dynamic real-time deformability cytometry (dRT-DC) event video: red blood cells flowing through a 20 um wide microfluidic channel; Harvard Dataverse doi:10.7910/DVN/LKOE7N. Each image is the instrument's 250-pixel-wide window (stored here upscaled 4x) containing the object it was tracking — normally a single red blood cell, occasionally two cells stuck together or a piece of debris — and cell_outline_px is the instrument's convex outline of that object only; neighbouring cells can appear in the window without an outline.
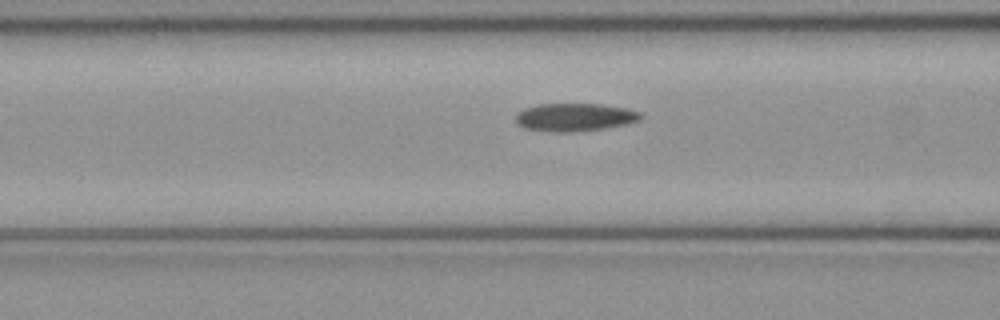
{"species": "common noctule bat (a hibernating species)", "species_latin": "Nyctalus noctula", "temperature_condition": "cold", "stored_images_in_passage": 51, "camera_frame_rate_fps": 3000, "um_per_image_px": 0.085, "animal": {"sex": "female", "body_mass_g": 21.9}, "frame": {"image": 1, "passage_image": 20, "time_ms": 6.333, "image_size_px": [1000, 320], "cell_outline_px": [[644, 116], [640, 120], [628, 124], [580, 132], [552, 132], [524, 128], [516, 124], [516, 112], [524, 108], [536, 104], [600, 104], [628, 108], [640, 112]], "centroid_in_image_um": [48.85, 9.97], "position_along_channel_um": 117.7, "area_um2": 20.75}}
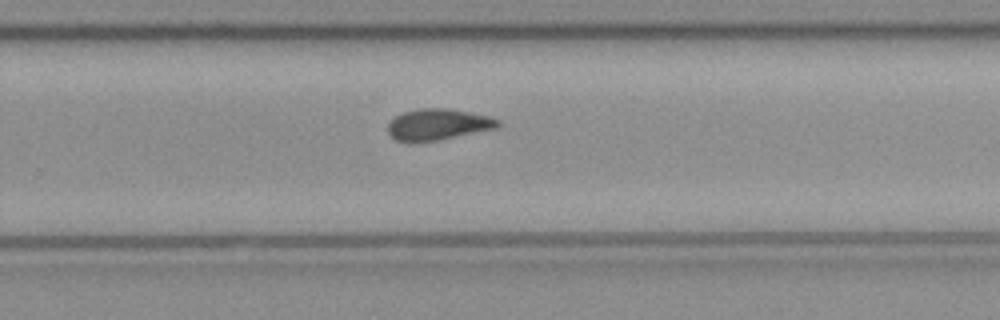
{"frame": {"image": 2, "passage_image": 33, "time_ms": 10.667, "image_size_px": [1000, 320], "cell_outline_px": [[500, 124], [496, 128], [440, 140], [412, 144], [408, 144], [396, 140], [388, 132], [388, 124], [396, 116], [404, 112], [420, 108], [448, 108], [488, 116], [500, 120]], "centroid_in_image_um": [37.19, 10.61], "position_along_channel_um": 292.6, "area_um2": 20.23}}
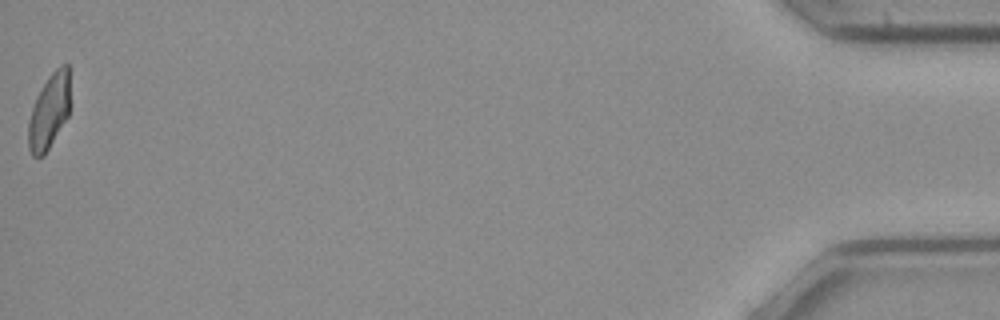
{"frame": {"image": 3, "passage_image": 51, "time_ms": 16.667, "image_size_px": [1000, 320], "cell_outline_px": [[68, 116], [44, 156], [32, 156], [28, 148], [28, 120], [36, 96], [48, 76], [60, 64], [68, 64]], "centroid_in_image_um": [4.14, 9.48], "position_along_channel_um": 431.1, "area_um2": 18.03}, "authors_computed_cell_mechanics": {"area_um2": 19.941, "velocity_mm_per_s": 4.0375, "shape_relaxation_time_tau1_ms": 6.2225, "shape_relaxation_time_tau2_ms": 4.4086, "deformation_change_tau1": 0.1667, "deformation_change_tau2": 0.1134}}